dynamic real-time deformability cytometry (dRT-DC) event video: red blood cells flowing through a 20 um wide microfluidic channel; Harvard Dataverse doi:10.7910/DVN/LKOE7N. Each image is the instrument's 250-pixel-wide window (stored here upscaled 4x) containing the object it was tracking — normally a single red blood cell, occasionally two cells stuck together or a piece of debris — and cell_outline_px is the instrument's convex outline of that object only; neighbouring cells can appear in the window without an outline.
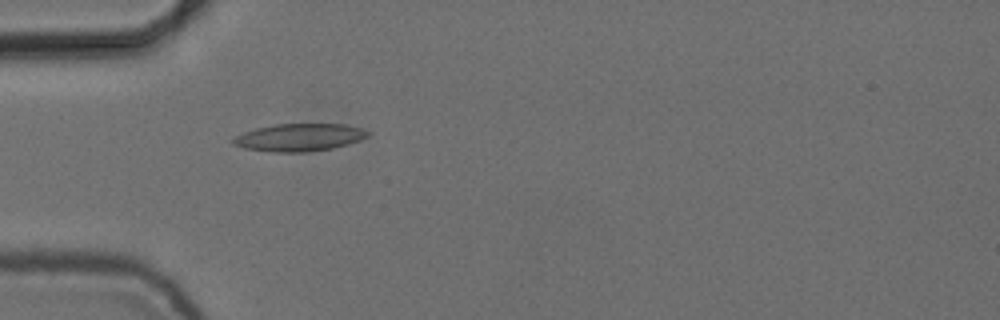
{"species": "common noctule bat (a hibernating species)", "species_latin": "Nyctalus noctula", "temperature_condition": "cold", "stored_images_in_passage": 3, "camera_frame_rate_fps": 3000, "um_per_image_px": 0.085, "animal": {"sex": "female", "body_mass_g": 24.6, "forearm_length_mm": 56.2}, "frame": {"image": 1, "passage_image": 2, "time_ms": 0.333, "image_size_px": [1000, 320], "cell_outline_px": [[372, 132], [368, 136], [360, 140], [348, 144], [332, 148], [308, 152], [272, 152], [244, 148], [232, 144], [232, 140], [236, 136], [244, 132], [256, 128], [276, 124], [344, 124], [360, 128]], "centroid_in_image_um": [25.45, 11.68], "position_along_channel_um": 59.5, "area_um2": 21.62}}
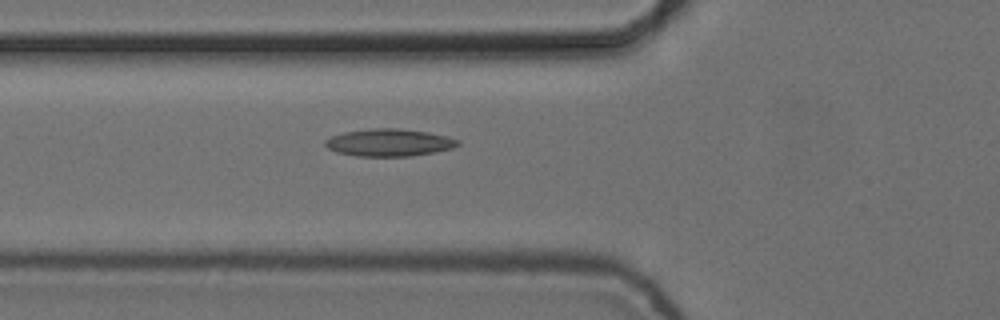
{"frame": {"image": 2, "passage_image": 3, "time_ms": 0.667, "image_size_px": [1000, 320], "cell_outline_px": [[460, 144], [452, 148], [412, 156], [356, 156], [336, 152], [328, 148], [324, 144], [324, 140], [332, 136], [344, 132], [368, 128], [400, 128], [428, 132], [448, 136], [460, 140]], "centroid_in_image_um": [33.07, 12.11], "position_along_channel_um": 92.7, "area_um2": 21.27}}